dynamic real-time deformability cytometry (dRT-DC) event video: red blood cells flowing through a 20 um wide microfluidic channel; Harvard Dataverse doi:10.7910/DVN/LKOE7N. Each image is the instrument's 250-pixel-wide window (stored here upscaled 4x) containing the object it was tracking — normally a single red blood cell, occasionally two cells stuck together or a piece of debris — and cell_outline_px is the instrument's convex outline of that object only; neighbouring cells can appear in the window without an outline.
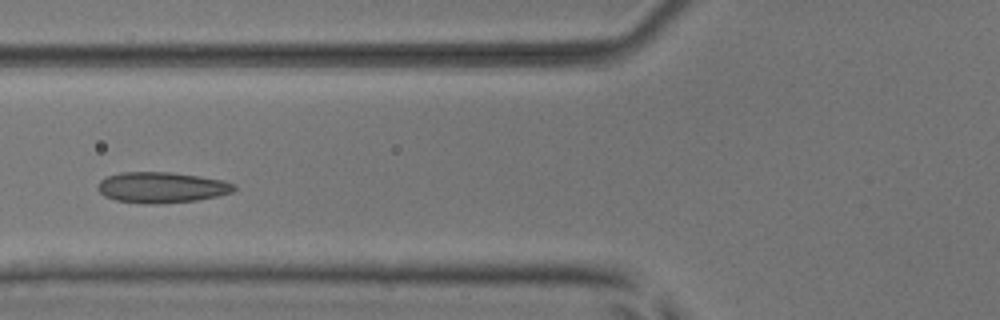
{"species": "common noctule bat (a hibernating species)", "species_latin": "Nyctalus noctula", "temperature_condition": "room temperature", "stored_images_in_passage": 6, "camera_frame_rate_fps": 3000, "um_per_image_px": 0.085, "animal": {"sex": "male", "body_mass_g": 17.9, "forearm_length_mm": 54.2}, "frame": {"image": 1, "passage_image": 5, "time_ms": 4.667, "image_size_px": [1000, 320], "cell_outline_px": [[236, 188], [232, 192], [216, 196], [196, 200], [156, 204], [148, 204], [116, 200], [104, 196], [96, 188], [96, 184], [100, 180], [108, 176], [120, 172], [172, 172], [200, 176], [224, 180], [236, 184]], "centroid_in_image_um": [13.73, 15.92], "position_along_channel_um": 112.1, "area_um2": 24.57}}
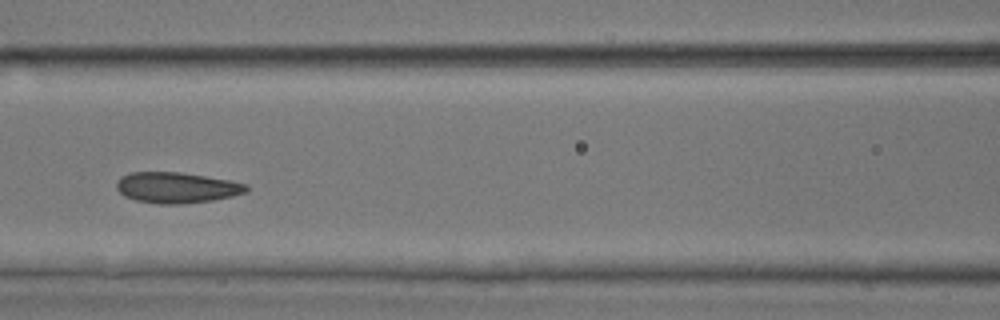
{"frame": {"image": 2, "passage_image": 6, "time_ms": 5.667, "image_size_px": [1000, 320], "cell_outline_px": [[248, 192], [232, 196], [212, 200], [184, 204], [160, 204], [136, 200], [124, 196], [116, 188], [116, 180], [120, 176], [128, 172], [180, 172], [228, 180], [248, 184]], "centroid_in_image_um": [14.99, 15.94], "position_along_channel_um": 151.6, "area_um2": 23.41}}